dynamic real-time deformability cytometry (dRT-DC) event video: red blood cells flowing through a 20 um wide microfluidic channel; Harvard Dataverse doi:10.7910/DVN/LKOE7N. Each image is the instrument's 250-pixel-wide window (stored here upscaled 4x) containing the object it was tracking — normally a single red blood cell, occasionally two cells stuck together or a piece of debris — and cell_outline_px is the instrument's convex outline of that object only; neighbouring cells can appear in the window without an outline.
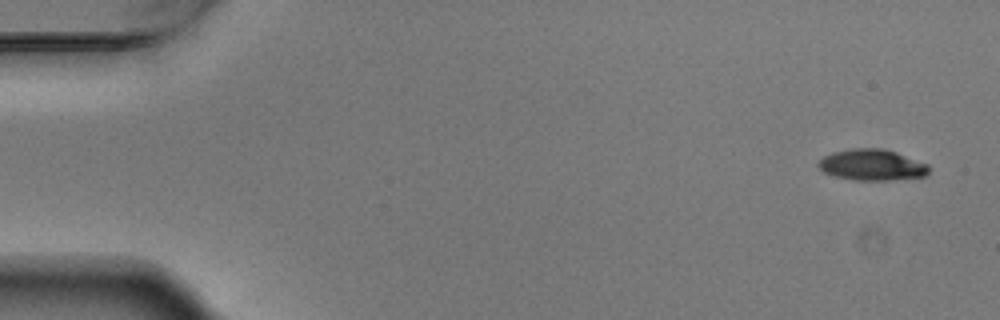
{"species": "Egyptian fruit bat (a non-hibernating species)", "species_latin": "Rousettus aegyptiacus", "temperature_condition": "warm", "stored_images_in_passage": 5, "segment_of_instrument_passage": [1, 2], "camera_frame_rate_fps": 3000, "um_per_image_px": 0.085, "animal": {"sex": "male"}, "frame": {"image": 1, "passage_image": 1, "time_ms": 0.0, "image_size_px": [1000, 320], "cell_outline_px": [[928, 172], [924, 176], [888, 180], [852, 180], [832, 176], [824, 172], [816, 164], [824, 156], [832, 152], [852, 148], [880, 148], [896, 152], [928, 164]], "centroid_in_image_um": [74.07, 14.01], "position_along_channel_um": 10.9, "area_um2": 20.0}}
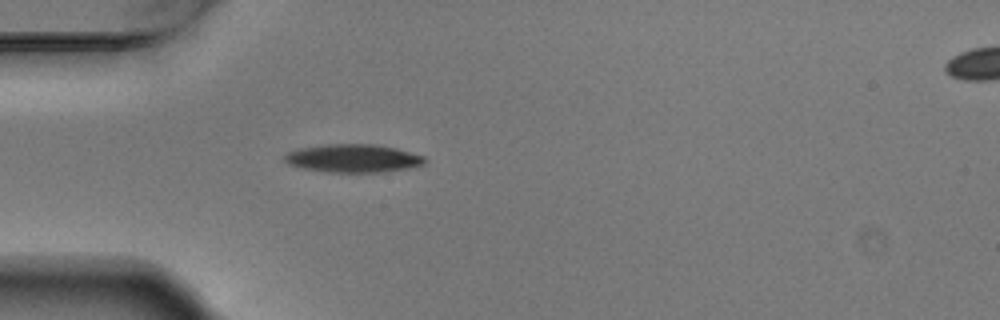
{"frame": {"image": 2, "passage_image": 4, "time_ms": 1.0, "image_size_px": [1000, 320], "cell_outline_px": [[428, 160], [424, 164], [408, 168], [384, 172], [328, 172], [300, 168], [288, 164], [284, 160], [284, 156], [288, 152], [296, 148], [324, 144], [376, 144], [396, 148], [424, 156]], "centroid_in_image_um": [30.0, 13.45], "position_along_channel_um": 55.0, "area_um2": 23.24}}